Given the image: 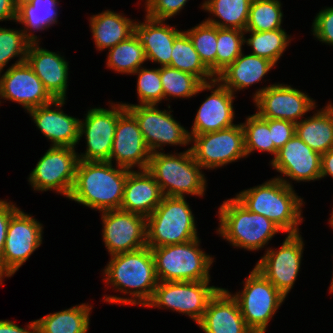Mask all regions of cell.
<instances>
[{
	"label": "cell",
	"instance_id": "42",
	"mask_svg": "<svg viewBox=\"0 0 333 333\" xmlns=\"http://www.w3.org/2000/svg\"><path fill=\"white\" fill-rule=\"evenodd\" d=\"M137 75V98L138 105H159L164 100L160 67L149 68L140 67L133 75Z\"/></svg>",
	"mask_w": 333,
	"mask_h": 333
},
{
	"label": "cell",
	"instance_id": "21",
	"mask_svg": "<svg viewBox=\"0 0 333 333\" xmlns=\"http://www.w3.org/2000/svg\"><path fill=\"white\" fill-rule=\"evenodd\" d=\"M210 90L211 94L206 96L197 110L189 135L216 132L235 125L233 102L236 95L217 79L208 82V91Z\"/></svg>",
	"mask_w": 333,
	"mask_h": 333
},
{
	"label": "cell",
	"instance_id": "22",
	"mask_svg": "<svg viewBox=\"0 0 333 333\" xmlns=\"http://www.w3.org/2000/svg\"><path fill=\"white\" fill-rule=\"evenodd\" d=\"M65 102L66 99H55L49 104L32 108L27 113L38 130L51 142L50 146L76 148L80 142V119L64 113L62 107Z\"/></svg>",
	"mask_w": 333,
	"mask_h": 333
},
{
	"label": "cell",
	"instance_id": "33",
	"mask_svg": "<svg viewBox=\"0 0 333 333\" xmlns=\"http://www.w3.org/2000/svg\"><path fill=\"white\" fill-rule=\"evenodd\" d=\"M169 66L196 76L202 83L216 79L203 64L193 42L183 30L174 40Z\"/></svg>",
	"mask_w": 333,
	"mask_h": 333
},
{
	"label": "cell",
	"instance_id": "49",
	"mask_svg": "<svg viewBox=\"0 0 333 333\" xmlns=\"http://www.w3.org/2000/svg\"><path fill=\"white\" fill-rule=\"evenodd\" d=\"M333 178V147H331L327 152L321 155V175L320 178L324 177Z\"/></svg>",
	"mask_w": 333,
	"mask_h": 333
},
{
	"label": "cell",
	"instance_id": "19",
	"mask_svg": "<svg viewBox=\"0 0 333 333\" xmlns=\"http://www.w3.org/2000/svg\"><path fill=\"white\" fill-rule=\"evenodd\" d=\"M1 99L18 103L25 111L55 100L26 61L13 63L2 75L0 72Z\"/></svg>",
	"mask_w": 333,
	"mask_h": 333
},
{
	"label": "cell",
	"instance_id": "34",
	"mask_svg": "<svg viewBox=\"0 0 333 333\" xmlns=\"http://www.w3.org/2000/svg\"><path fill=\"white\" fill-rule=\"evenodd\" d=\"M106 66L120 74H133L146 62L144 48L136 33L108 50Z\"/></svg>",
	"mask_w": 333,
	"mask_h": 333
},
{
	"label": "cell",
	"instance_id": "8",
	"mask_svg": "<svg viewBox=\"0 0 333 333\" xmlns=\"http://www.w3.org/2000/svg\"><path fill=\"white\" fill-rule=\"evenodd\" d=\"M242 284L241 292L231 295L237 300L246 325L254 333H265L286 297L255 267Z\"/></svg>",
	"mask_w": 333,
	"mask_h": 333
},
{
	"label": "cell",
	"instance_id": "1",
	"mask_svg": "<svg viewBox=\"0 0 333 333\" xmlns=\"http://www.w3.org/2000/svg\"><path fill=\"white\" fill-rule=\"evenodd\" d=\"M102 273L105 284L110 285V288L113 287L112 290L119 291L124 295H104L103 301L111 305H138L144 307L152 298L159 283L154 256L148 246L110 256V260ZM127 295L130 296L127 297Z\"/></svg>",
	"mask_w": 333,
	"mask_h": 333
},
{
	"label": "cell",
	"instance_id": "40",
	"mask_svg": "<svg viewBox=\"0 0 333 333\" xmlns=\"http://www.w3.org/2000/svg\"><path fill=\"white\" fill-rule=\"evenodd\" d=\"M244 31L217 27L216 76L244 51Z\"/></svg>",
	"mask_w": 333,
	"mask_h": 333
},
{
	"label": "cell",
	"instance_id": "20",
	"mask_svg": "<svg viewBox=\"0 0 333 333\" xmlns=\"http://www.w3.org/2000/svg\"><path fill=\"white\" fill-rule=\"evenodd\" d=\"M151 154L137 120L125 109L118 117L108 162L114 164L115 161L116 166L129 170L134 167L145 170L149 166Z\"/></svg>",
	"mask_w": 333,
	"mask_h": 333
},
{
	"label": "cell",
	"instance_id": "28",
	"mask_svg": "<svg viewBox=\"0 0 333 333\" xmlns=\"http://www.w3.org/2000/svg\"><path fill=\"white\" fill-rule=\"evenodd\" d=\"M90 31L96 50H109L135 33L136 20L110 9L92 15L89 19Z\"/></svg>",
	"mask_w": 333,
	"mask_h": 333
},
{
	"label": "cell",
	"instance_id": "52",
	"mask_svg": "<svg viewBox=\"0 0 333 333\" xmlns=\"http://www.w3.org/2000/svg\"><path fill=\"white\" fill-rule=\"evenodd\" d=\"M331 217L329 218V225L331 226V228L333 229V208H332V211H331Z\"/></svg>",
	"mask_w": 333,
	"mask_h": 333
},
{
	"label": "cell",
	"instance_id": "14",
	"mask_svg": "<svg viewBox=\"0 0 333 333\" xmlns=\"http://www.w3.org/2000/svg\"><path fill=\"white\" fill-rule=\"evenodd\" d=\"M109 108L88 109L85 119L79 122V140L85 136L87 144L84 153H78L81 161H108L119 115L126 109L120 102L109 103Z\"/></svg>",
	"mask_w": 333,
	"mask_h": 333
},
{
	"label": "cell",
	"instance_id": "39",
	"mask_svg": "<svg viewBox=\"0 0 333 333\" xmlns=\"http://www.w3.org/2000/svg\"><path fill=\"white\" fill-rule=\"evenodd\" d=\"M203 64L216 77L217 27L205 20L185 30Z\"/></svg>",
	"mask_w": 333,
	"mask_h": 333
},
{
	"label": "cell",
	"instance_id": "13",
	"mask_svg": "<svg viewBox=\"0 0 333 333\" xmlns=\"http://www.w3.org/2000/svg\"><path fill=\"white\" fill-rule=\"evenodd\" d=\"M43 225L19 209L10 219L2 255V284L41 246Z\"/></svg>",
	"mask_w": 333,
	"mask_h": 333
},
{
	"label": "cell",
	"instance_id": "9",
	"mask_svg": "<svg viewBox=\"0 0 333 333\" xmlns=\"http://www.w3.org/2000/svg\"><path fill=\"white\" fill-rule=\"evenodd\" d=\"M204 281H159L147 308H164L187 315L196 324L202 319L209 300L221 287L209 286Z\"/></svg>",
	"mask_w": 333,
	"mask_h": 333
},
{
	"label": "cell",
	"instance_id": "32",
	"mask_svg": "<svg viewBox=\"0 0 333 333\" xmlns=\"http://www.w3.org/2000/svg\"><path fill=\"white\" fill-rule=\"evenodd\" d=\"M251 2L252 0H204L200 8L210 13V17L205 19L207 23L218 28L245 31Z\"/></svg>",
	"mask_w": 333,
	"mask_h": 333
},
{
	"label": "cell",
	"instance_id": "17",
	"mask_svg": "<svg viewBox=\"0 0 333 333\" xmlns=\"http://www.w3.org/2000/svg\"><path fill=\"white\" fill-rule=\"evenodd\" d=\"M102 239L110 256L147 246L146 217L122 209L100 212Z\"/></svg>",
	"mask_w": 333,
	"mask_h": 333
},
{
	"label": "cell",
	"instance_id": "35",
	"mask_svg": "<svg viewBox=\"0 0 333 333\" xmlns=\"http://www.w3.org/2000/svg\"><path fill=\"white\" fill-rule=\"evenodd\" d=\"M244 34H250L249 38H244V44L252 49L250 54L266 58L275 65L283 56L292 39L285 29L263 32L244 31Z\"/></svg>",
	"mask_w": 333,
	"mask_h": 333
},
{
	"label": "cell",
	"instance_id": "15",
	"mask_svg": "<svg viewBox=\"0 0 333 333\" xmlns=\"http://www.w3.org/2000/svg\"><path fill=\"white\" fill-rule=\"evenodd\" d=\"M315 101L306 92L283 83L258 88L253 94L256 113L261 118L288 120L295 124L316 109Z\"/></svg>",
	"mask_w": 333,
	"mask_h": 333
},
{
	"label": "cell",
	"instance_id": "7",
	"mask_svg": "<svg viewBox=\"0 0 333 333\" xmlns=\"http://www.w3.org/2000/svg\"><path fill=\"white\" fill-rule=\"evenodd\" d=\"M200 239L151 248L159 281L211 280L212 255L200 247Z\"/></svg>",
	"mask_w": 333,
	"mask_h": 333
},
{
	"label": "cell",
	"instance_id": "30",
	"mask_svg": "<svg viewBox=\"0 0 333 333\" xmlns=\"http://www.w3.org/2000/svg\"><path fill=\"white\" fill-rule=\"evenodd\" d=\"M93 306L88 303L71 306L37 319L38 333H87Z\"/></svg>",
	"mask_w": 333,
	"mask_h": 333
},
{
	"label": "cell",
	"instance_id": "25",
	"mask_svg": "<svg viewBox=\"0 0 333 333\" xmlns=\"http://www.w3.org/2000/svg\"><path fill=\"white\" fill-rule=\"evenodd\" d=\"M163 197L160 185L147 169H128L120 209L148 217Z\"/></svg>",
	"mask_w": 333,
	"mask_h": 333
},
{
	"label": "cell",
	"instance_id": "10",
	"mask_svg": "<svg viewBox=\"0 0 333 333\" xmlns=\"http://www.w3.org/2000/svg\"><path fill=\"white\" fill-rule=\"evenodd\" d=\"M78 162V152L75 148L50 146L29 174L28 182L35 191H55L69 198Z\"/></svg>",
	"mask_w": 333,
	"mask_h": 333
},
{
	"label": "cell",
	"instance_id": "11",
	"mask_svg": "<svg viewBox=\"0 0 333 333\" xmlns=\"http://www.w3.org/2000/svg\"><path fill=\"white\" fill-rule=\"evenodd\" d=\"M123 104L137 120L151 153L163 152V146L167 145H190L189 130L174 119L173 110H160L158 105Z\"/></svg>",
	"mask_w": 333,
	"mask_h": 333
},
{
	"label": "cell",
	"instance_id": "12",
	"mask_svg": "<svg viewBox=\"0 0 333 333\" xmlns=\"http://www.w3.org/2000/svg\"><path fill=\"white\" fill-rule=\"evenodd\" d=\"M190 150L203 170L222 168L241 158H247L241 123L200 135H190Z\"/></svg>",
	"mask_w": 333,
	"mask_h": 333
},
{
	"label": "cell",
	"instance_id": "48",
	"mask_svg": "<svg viewBox=\"0 0 333 333\" xmlns=\"http://www.w3.org/2000/svg\"><path fill=\"white\" fill-rule=\"evenodd\" d=\"M17 9L12 0H0V21L16 22Z\"/></svg>",
	"mask_w": 333,
	"mask_h": 333
},
{
	"label": "cell",
	"instance_id": "38",
	"mask_svg": "<svg viewBox=\"0 0 333 333\" xmlns=\"http://www.w3.org/2000/svg\"><path fill=\"white\" fill-rule=\"evenodd\" d=\"M241 126L244 132V146L247 157L255 150L274 155V143L267 118H261L257 113H254L247 116Z\"/></svg>",
	"mask_w": 333,
	"mask_h": 333
},
{
	"label": "cell",
	"instance_id": "27",
	"mask_svg": "<svg viewBox=\"0 0 333 333\" xmlns=\"http://www.w3.org/2000/svg\"><path fill=\"white\" fill-rule=\"evenodd\" d=\"M275 66L266 58L244 54L243 51L216 79L235 95L237 91L261 82Z\"/></svg>",
	"mask_w": 333,
	"mask_h": 333
},
{
	"label": "cell",
	"instance_id": "37",
	"mask_svg": "<svg viewBox=\"0 0 333 333\" xmlns=\"http://www.w3.org/2000/svg\"><path fill=\"white\" fill-rule=\"evenodd\" d=\"M283 11L280 0H252L245 31L283 29Z\"/></svg>",
	"mask_w": 333,
	"mask_h": 333
},
{
	"label": "cell",
	"instance_id": "26",
	"mask_svg": "<svg viewBox=\"0 0 333 333\" xmlns=\"http://www.w3.org/2000/svg\"><path fill=\"white\" fill-rule=\"evenodd\" d=\"M165 22L145 15L144 21L137 20L135 25V33L141 40L146 61L158 63L160 67L170 65L174 40L182 32Z\"/></svg>",
	"mask_w": 333,
	"mask_h": 333
},
{
	"label": "cell",
	"instance_id": "2",
	"mask_svg": "<svg viewBox=\"0 0 333 333\" xmlns=\"http://www.w3.org/2000/svg\"><path fill=\"white\" fill-rule=\"evenodd\" d=\"M128 169L108 161L79 160L69 200L103 212L121 208Z\"/></svg>",
	"mask_w": 333,
	"mask_h": 333
},
{
	"label": "cell",
	"instance_id": "43",
	"mask_svg": "<svg viewBox=\"0 0 333 333\" xmlns=\"http://www.w3.org/2000/svg\"><path fill=\"white\" fill-rule=\"evenodd\" d=\"M189 0H145V12L150 18L169 20L180 13Z\"/></svg>",
	"mask_w": 333,
	"mask_h": 333
},
{
	"label": "cell",
	"instance_id": "6",
	"mask_svg": "<svg viewBox=\"0 0 333 333\" xmlns=\"http://www.w3.org/2000/svg\"><path fill=\"white\" fill-rule=\"evenodd\" d=\"M186 197L164 196L146 217L147 246L156 248L199 238L195 216Z\"/></svg>",
	"mask_w": 333,
	"mask_h": 333
},
{
	"label": "cell",
	"instance_id": "50",
	"mask_svg": "<svg viewBox=\"0 0 333 333\" xmlns=\"http://www.w3.org/2000/svg\"><path fill=\"white\" fill-rule=\"evenodd\" d=\"M14 6L16 9H18L19 7H21L24 4H29L31 2V0H12Z\"/></svg>",
	"mask_w": 333,
	"mask_h": 333
},
{
	"label": "cell",
	"instance_id": "23",
	"mask_svg": "<svg viewBox=\"0 0 333 333\" xmlns=\"http://www.w3.org/2000/svg\"><path fill=\"white\" fill-rule=\"evenodd\" d=\"M39 41L29 44L26 62L54 99H67L69 61L59 51L42 48Z\"/></svg>",
	"mask_w": 333,
	"mask_h": 333
},
{
	"label": "cell",
	"instance_id": "29",
	"mask_svg": "<svg viewBox=\"0 0 333 333\" xmlns=\"http://www.w3.org/2000/svg\"><path fill=\"white\" fill-rule=\"evenodd\" d=\"M314 111L312 116L296 123L295 134L322 155L333 147V104L329 101L322 109Z\"/></svg>",
	"mask_w": 333,
	"mask_h": 333
},
{
	"label": "cell",
	"instance_id": "44",
	"mask_svg": "<svg viewBox=\"0 0 333 333\" xmlns=\"http://www.w3.org/2000/svg\"><path fill=\"white\" fill-rule=\"evenodd\" d=\"M311 31L322 43L333 46V7H325L316 14Z\"/></svg>",
	"mask_w": 333,
	"mask_h": 333
},
{
	"label": "cell",
	"instance_id": "3",
	"mask_svg": "<svg viewBox=\"0 0 333 333\" xmlns=\"http://www.w3.org/2000/svg\"><path fill=\"white\" fill-rule=\"evenodd\" d=\"M235 198L250 212L261 214L276 224L283 233L298 234L303 223L305 201L293 187L275 177L240 191Z\"/></svg>",
	"mask_w": 333,
	"mask_h": 333
},
{
	"label": "cell",
	"instance_id": "36",
	"mask_svg": "<svg viewBox=\"0 0 333 333\" xmlns=\"http://www.w3.org/2000/svg\"><path fill=\"white\" fill-rule=\"evenodd\" d=\"M164 100L189 99L208 90V82L202 83L196 76L170 66L160 67Z\"/></svg>",
	"mask_w": 333,
	"mask_h": 333
},
{
	"label": "cell",
	"instance_id": "47",
	"mask_svg": "<svg viewBox=\"0 0 333 333\" xmlns=\"http://www.w3.org/2000/svg\"><path fill=\"white\" fill-rule=\"evenodd\" d=\"M0 333H38V324L33 320L24 328L12 320H0Z\"/></svg>",
	"mask_w": 333,
	"mask_h": 333
},
{
	"label": "cell",
	"instance_id": "41",
	"mask_svg": "<svg viewBox=\"0 0 333 333\" xmlns=\"http://www.w3.org/2000/svg\"><path fill=\"white\" fill-rule=\"evenodd\" d=\"M30 43L22 29L0 27V72L14 57H18L16 65L25 62Z\"/></svg>",
	"mask_w": 333,
	"mask_h": 333
},
{
	"label": "cell",
	"instance_id": "31",
	"mask_svg": "<svg viewBox=\"0 0 333 333\" xmlns=\"http://www.w3.org/2000/svg\"><path fill=\"white\" fill-rule=\"evenodd\" d=\"M58 5L59 0H31L17 9L16 22L24 25L22 31L31 42L40 41L34 32L48 30L57 24Z\"/></svg>",
	"mask_w": 333,
	"mask_h": 333
},
{
	"label": "cell",
	"instance_id": "46",
	"mask_svg": "<svg viewBox=\"0 0 333 333\" xmlns=\"http://www.w3.org/2000/svg\"><path fill=\"white\" fill-rule=\"evenodd\" d=\"M20 209L16 203L11 200L0 199V285L2 284V255L4 252V243L6 240L8 224L11 217Z\"/></svg>",
	"mask_w": 333,
	"mask_h": 333
},
{
	"label": "cell",
	"instance_id": "45",
	"mask_svg": "<svg viewBox=\"0 0 333 333\" xmlns=\"http://www.w3.org/2000/svg\"><path fill=\"white\" fill-rule=\"evenodd\" d=\"M268 126L274 143V157L277 152L295 135L296 124L288 120L268 119Z\"/></svg>",
	"mask_w": 333,
	"mask_h": 333
},
{
	"label": "cell",
	"instance_id": "4",
	"mask_svg": "<svg viewBox=\"0 0 333 333\" xmlns=\"http://www.w3.org/2000/svg\"><path fill=\"white\" fill-rule=\"evenodd\" d=\"M216 233L232 247L258 251L283 231L261 214L250 212L235 197L224 200L218 208Z\"/></svg>",
	"mask_w": 333,
	"mask_h": 333
},
{
	"label": "cell",
	"instance_id": "5",
	"mask_svg": "<svg viewBox=\"0 0 333 333\" xmlns=\"http://www.w3.org/2000/svg\"><path fill=\"white\" fill-rule=\"evenodd\" d=\"M202 169L190 148L179 153H152L147 168L160 185L164 196L192 195L199 198L205 195L207 187V179Z\"/></svg>",
	"mask_w": 333,
	"mask_h": 333
},
{
	"label": "cell",
	"instance_id": "51",
	"mask_svg": "<svg viewBox=\"0 0 333 333\" xmlns=\"http://www.w3.org/2000/svg\"><path fill=\"white\" fill-rule=\"evenodd\" d=\"M329 293H333V276L331 277V282H330V286H329Z\"/></svg>",
	"mask_w": 333,
	"mask_h": 333
},
{
	"label": "cell",
	"instance_id": "18",
	"mask_svg": "<svg viewBox=\"0 0 333 333\" xmlns=\"http://www.w3.org/2000/svg\"><path fill=\"white\" fill-rule=\"evenodd\" d=\"M270 164L281 175L275 178L290 187H294L293 180L297 183L321 180V154L312 150L296 134L277 152Z\"/></svg>",
	"mask_w": 333,
	"mask_h": 333
},
{
	"label": "cell",
	"instance_id": "24",
	"mask_svg": "<svg viewBox=\"0 0 333 333\" xmlns=\"http://www.w3.org/2000/svg\"><path fill=\"white\" fill-rule=\"evenodd\" d=\"M197 325L204 333H254L246 325L237 300L222 287L209 300Z\"/></svg>",
	"mask_w": 333,
	"mask_h": 333
},
{
	"label": "cell",
	"instance_id": "16",
	"mask_svg": "<svg viewBox=\"0 0 333 333\" xmlns=\"http://www.w3.org/2000/svg\"><path fill=\"white\" fill-rule=\"evenodd\" d=\"M304 241L300 233L287 234L279 249L267 248L256 262L258 269L285 297L293 289L304 251Z\"/></svg>",
	"mask_w": 333,
	"mask_h": 333
}]
</instances>
